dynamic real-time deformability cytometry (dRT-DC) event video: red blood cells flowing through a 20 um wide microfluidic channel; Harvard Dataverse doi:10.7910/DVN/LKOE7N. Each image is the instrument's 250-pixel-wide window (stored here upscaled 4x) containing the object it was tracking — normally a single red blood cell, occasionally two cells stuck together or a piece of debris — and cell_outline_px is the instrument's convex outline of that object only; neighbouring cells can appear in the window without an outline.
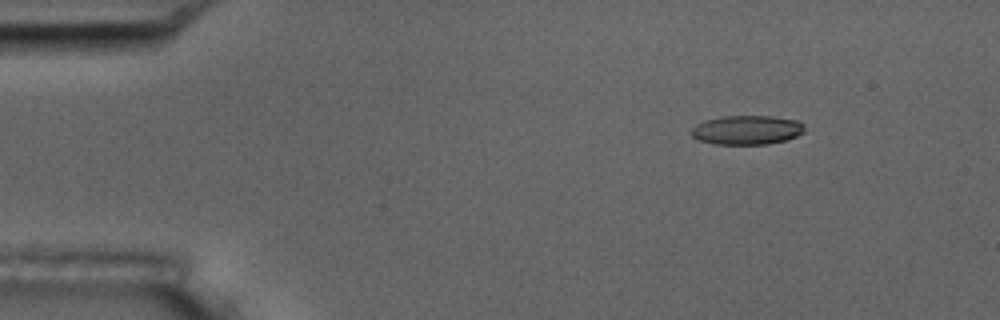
{"species": "common noctule bat (a hibernating species)", "species_latin": "Nyctalus noctula", "temperature_condition": "room temperature", "stored_images_in_passage": 37, "camera_frame_rate_fps": 3000, "um_per_image_px": 0.085, "animal": {"sex": "male", "body_mass_g": 17.5, "forearm_length_mm": 52.3}, "frame": {"image": 1, "passage_image": 1, "time_ms": 0.0, "image_size_px": [1000, 320], "cell_outline_px": [[804, 132], [796, 136], [784, 140], [768, 144], [712, 144], [696, 140], [688, 132], [696, 124], [704, 120], [724, 116], [772, 116], [800, 120], [804, 124]], "centroid_in_image_um": [63.45, 11.04], "position_along_channel_um": 21.5, "area_um2": 19.54}}
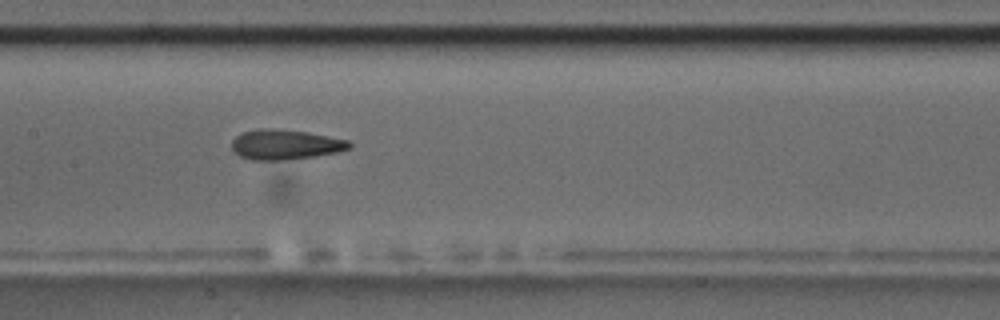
{"frame": {"image": 2, "passage_image": 21, "time_ms": 6.667, "image_size_px": [1000, 320], "cell_outline_px": [[352, 148], [336, 152], [312, 156], [280, 160], [252, 160], [240, 156], [232, 148], [232, 140], [236, 136], [244, 132], [260, 128], [272, 128], [308, 132], [348, 140], [352, 144]], "centroid_in_image_um": [24.25, 12.28], "position_along_channel_um": 183.2, "area_um2": 20.35}}
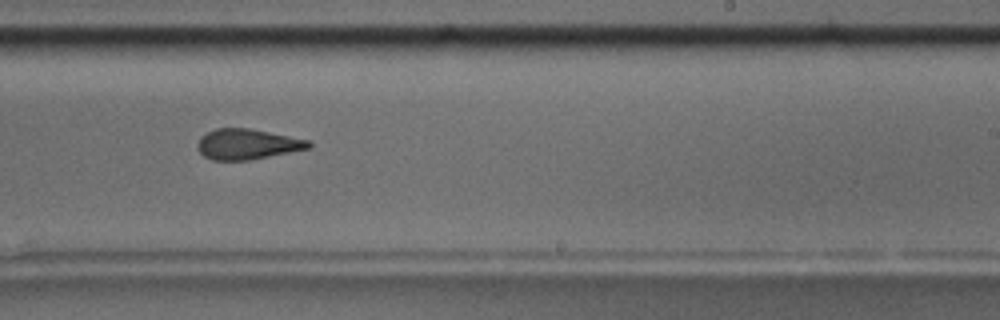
{"frame": {"image": 3, "passage_image": 28, "time_ms": 9.0, "image_size_px": [1000, 320], "cell_outline_px": [[312, 144], [308, 148], [248, 160], [212, 160], [204, 156], [196, 148], [196, 144], [200, 136], [216, 128], [248, 128], [312, 140]], "centroid_in_image_um": [20.98, 12.24], "position_along_channel_um": 268.0, "area_um2": 19.65}, "authors_computed_cell_mechanics": {"area_um2": 19.941, "velocity_mm_per_s": 3.6511, "shape_relaxation_time_tau1_ms": 8.0309, "shape_relaxation_time_tau2_ms": 2.9241, "deformation_change_tau1": 0.2291, "deformation_change_tau2": 0.1315}}